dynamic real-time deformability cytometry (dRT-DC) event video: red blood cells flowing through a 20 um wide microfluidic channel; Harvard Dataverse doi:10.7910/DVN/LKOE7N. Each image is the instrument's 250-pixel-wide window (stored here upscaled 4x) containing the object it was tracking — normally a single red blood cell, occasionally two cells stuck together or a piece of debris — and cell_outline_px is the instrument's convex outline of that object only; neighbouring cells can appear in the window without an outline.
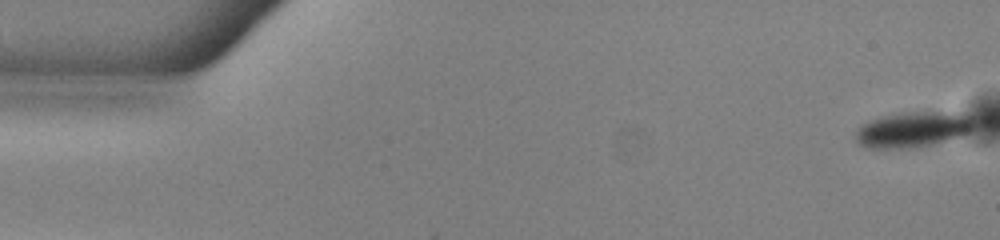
{"species": "common noctule bat (a hibernating species)", "species_latin": "Nyctalus noctula", "temperature_condition": "warm", "stored_images_in_passage": 52, "camera_frame_rate_fps": 3000, "um_per_image_px": 0.085, "animal": {"sex": "male", "body_mass_g": 13.0, "forearm_length_mm": 53.1}, "frame": {"image": 1, "passage_image": 1, "time_ms": 0.0, "image_size_px": [1000, 240], "cell_outline_px": [[976, 128], [960, 136], [932, 144], [908, 148], [868, 148], [860, 144], [856, 140], [856, 128], [872, 120], [884, 116], [904, 112], [944, 112], [972, 116], [976, 120]], "centroid_in_image_um": [77.63, 11.01], "position_along_channel_um": 7.4, "area_um2": 24.33}}
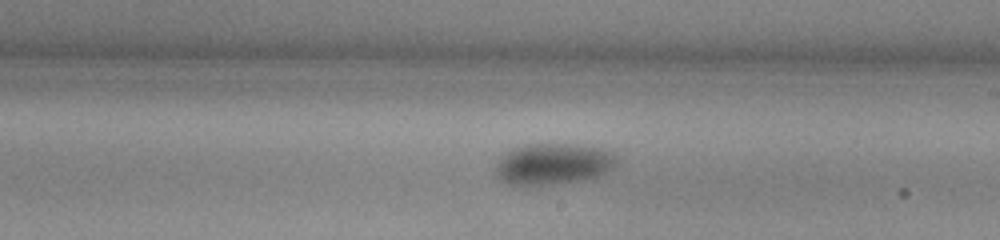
{"frame": {"image": 2, "passage_image": 30, "time_ms": 9.667, "image_size_px": [1000, 240], "cell_outline_px": [[620, 164], [600, 176], [576, 180], [548, 184], [508, 184], [500, 180], [496, 176], [496, 164], [512, 148], [524, 144], [568, 144], [600, 148], [612, 152], [616, 156]], "centroid_in_image_um": [47.06, 13.92], "position_along_channel_um": 241.9, "area_um2": 28.78}}
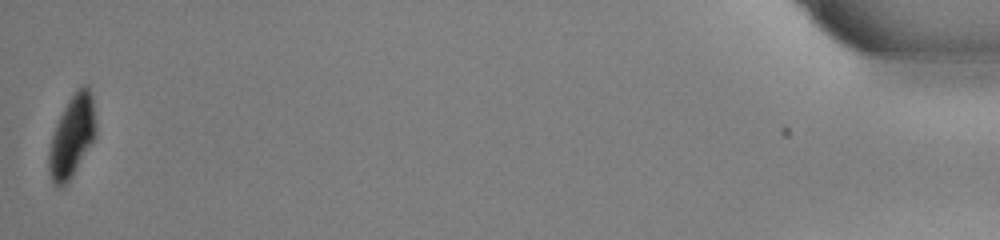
{"frame": {"image": 3, "passage_image": 52, "time_ms": 17.0, "image_size_px": [1000, 240], "cell_outline_px": [[96, 136], [72, 176], [60, 188], [52, 180], [48, 172], [48, 152], [52, 136], [56, 124], [68, 100], [80, 84], [88, 84], [92, 96], [96, 124]], "centroid_in_image_um": [6.13, 11.54], "position_along_channel_um": 429.1, "area_um2": 22.31}, "authors_computed_cell_mechanics": {"area_um2": 28.2642, "velocity_mm_per_s": 3.9214, "shape_relaxation_time_tau1_ms": 3.2906, "shape_relaxation_time_tau2_ms": null, "deformation_change_tau1": 0.0786, "deformation_change_tau2": null}}